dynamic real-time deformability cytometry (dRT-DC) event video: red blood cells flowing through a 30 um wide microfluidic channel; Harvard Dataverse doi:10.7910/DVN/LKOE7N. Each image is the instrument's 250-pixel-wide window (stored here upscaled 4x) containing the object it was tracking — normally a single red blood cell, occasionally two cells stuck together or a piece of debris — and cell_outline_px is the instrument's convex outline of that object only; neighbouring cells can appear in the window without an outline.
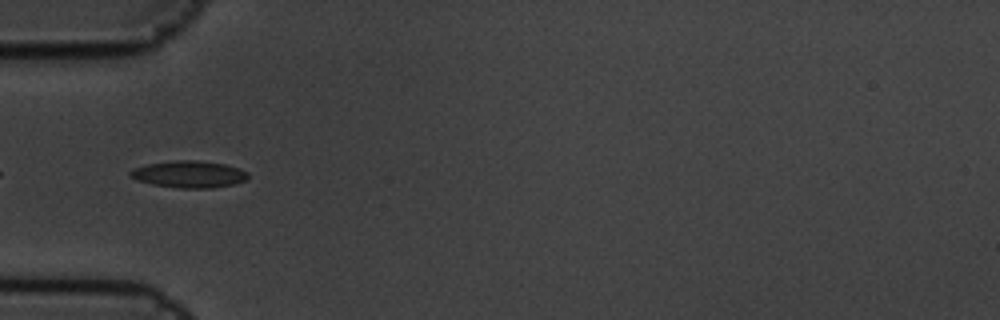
{"species": "common noctule bat (a hibernating species)", "species_latin": "Nyctalus noctula", "temperature_condition": "cold", "stored_images_in_passage": 5, "camera_frame_rate_fps": 3000, "um_per_image_px": 0.085, "animal": {"sex": "male", "body_mass_g": 19.5, "forearm_length_mm": 54.6}, "frame": {"image": 1, "passage_image": 2, "time_ms": 0.333, "image_size_px": [1000, 320], "cell_outline_px": [[248, 180], [232, 184], [212, 188], [180, 188], [152, 184], [136, 180], [128, 176], [128, 172], [132, 168], [148, 164], [176, 160], [196, 160], [224, 164], [248, 172]], "centroid_in_image_um": [16.03, 14.81], "position_along_channel_um": 69.0, "area_um2": 18.44}}
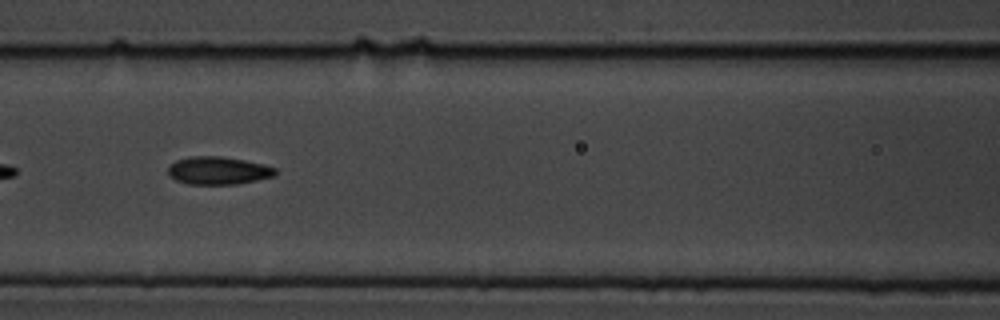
{"frame": {"image": 2, "passage_image": 4, "time_ms": 1.0, "image_size_px": [1000, 320], "cell_outline_px": [[276, 176], [236, 184], [188, 184], [176, 180], [168, 176], [168, 168], [176, 160], [188, 156], [220, 156], [244, 160], [264, 164], [276, 168]], "centroid_in_image_um": [18.54, 14.49], "position_along_channel_um": 148.1, "area_um2": 17.46}}
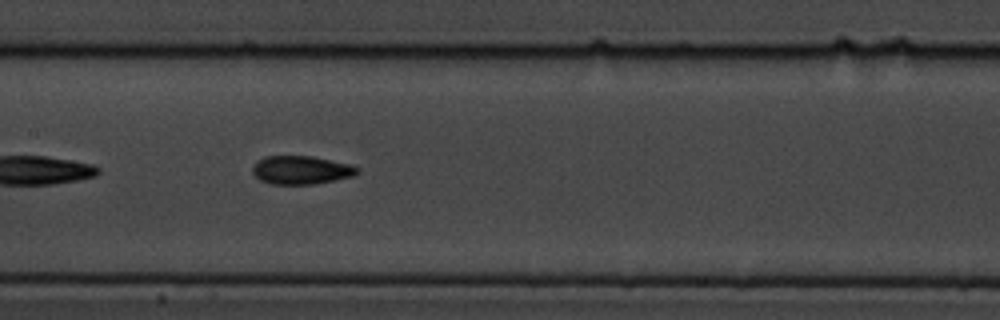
{"frame": {"image": 3, "passage_image": 5, "time_ms": 1.333, "image_size_px": [1000, 320], "cell_outline_px": [[360, 172], [352, 176], [316, 184], [272, 184], [260, 180], [252, 172], [252, 168], [256, 160], [264, 156], [312, 156], [352, 164], [360, 168]], "centroid_in_image_um": [25.61, 14.44], "position_along_channel_um": 181.8, "area_um2": 17.51}}